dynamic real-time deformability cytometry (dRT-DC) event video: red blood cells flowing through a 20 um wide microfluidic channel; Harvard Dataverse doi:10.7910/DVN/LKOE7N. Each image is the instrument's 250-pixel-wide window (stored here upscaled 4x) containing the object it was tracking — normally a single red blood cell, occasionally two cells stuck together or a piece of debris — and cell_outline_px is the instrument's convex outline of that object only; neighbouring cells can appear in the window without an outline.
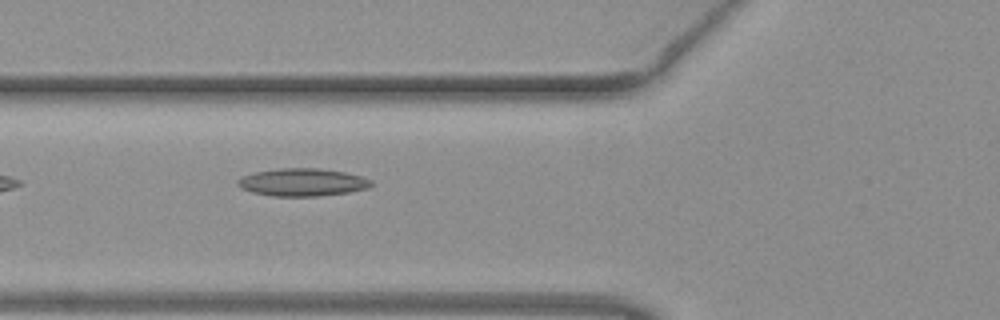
{"species": "common noctule bat (a hibernating species)", "species_latin": "Nyctalus noctula", "temperature_condition": "warm", "stored_images_in_passage": 38, "camera_frame_rate_fps": 3000, "um_per_image_px": 0.085, "animal": {"sex": "female", "body_mass_g": 19.3, "forearm_length_mm": 54.1}, "frame": {"image": 1, "passage_image": 6, "time_ms": 1.667, "image_size_px": [1000, 320], "cell_outline_px": [[372, 184], [368, 188], [348, 192], [320, 196], [272, 196], [252, 192], [240, 188], [236, 184], [236, 180], [240, 176], [256, 172], [280, 168], [320, 168], [344, 172], [360, 176], [372, 180]], "centroid_in_image_um": [25.66, 15.49], "position_along_channel_um": 100.1, "area_um2": 21.62}}
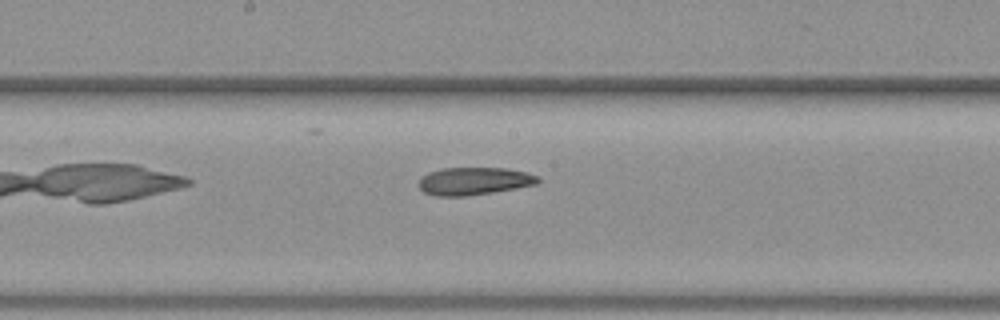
{"frame": {"image": 2, "passage_image": 14, "time_ms": 4.333, "image_size_px": [1000, 320], "cell_outline_px": [[540, 180], [536, 184], [516, 188], [468, 196], [436, 196], [424, 192], [416, 184], [428, 172], [440, 168], [508, 168], [528, 172], [540, 176]], "centroid_in_image_um": [40.31, 15.39], "position_along_channel_um": 207.9, "area_um2": 19.36}}
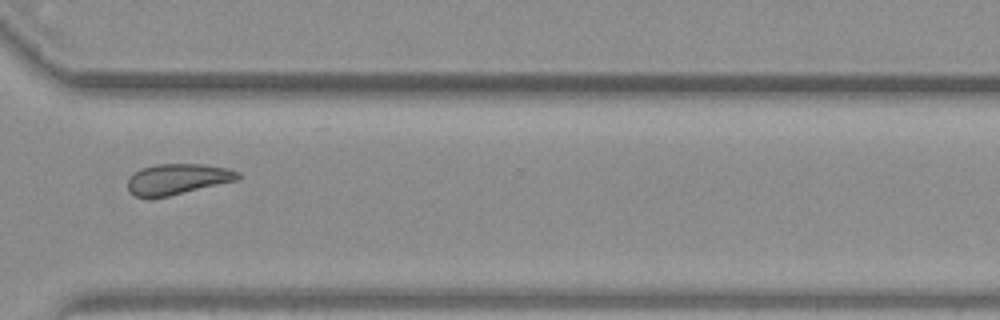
{"frame": {"image": 3, "passage_image": 25, "time_ms": 8.0, "image_size_px": [1000, 320], "cell_outline_px": [[240, 180], [168, 196], [136, 196], [128, 192], [128, 180], [140, 168], [156, 164], [200, 164], [228, 168], [240, 172]], "centroid_in_image_um": [15.15, 15.21], "position_along_channel_um": 355.5, "area_um2": 19.59}, "authors_computed_cell_mechanics": {"area_um2": 20.1722, "velocity_mm_per_s": 4.0308, "shape_relaxation_time_tau1_ms": null, "shape_relaxation_time_tau2_ms": 4.5744, "deformation_change_tau1": null, "deformation_change_tau2": 0.1257}}